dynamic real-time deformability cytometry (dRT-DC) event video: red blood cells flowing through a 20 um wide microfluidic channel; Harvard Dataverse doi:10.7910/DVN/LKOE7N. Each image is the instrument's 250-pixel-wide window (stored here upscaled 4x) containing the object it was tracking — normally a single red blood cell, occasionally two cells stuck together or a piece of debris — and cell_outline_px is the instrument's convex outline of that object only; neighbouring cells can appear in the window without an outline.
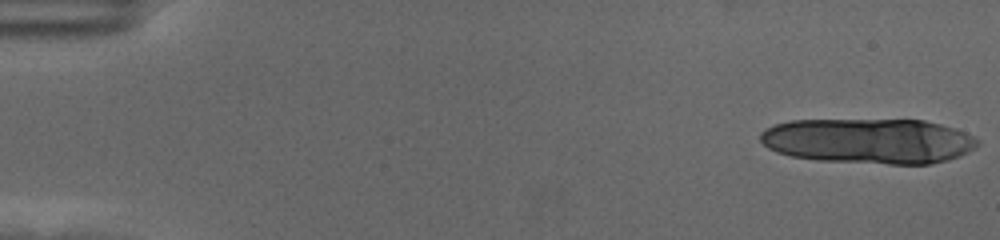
{"species": "human", "species_latin": "Homo sapiens", "temperature_condition": "cold", "stored_images_in_passage": 22, "camera_frame_rate_fps": 3000, "um_per_image_px": 0.085, "donor": {"sex": "female"}, "frame": {"image": 1, "passage_image": 1, "time_ms": 0.0, "image_size_px": [1000, 240], "cell_outline_px": [[980, 144], [976, 148], [960, 156], [948, 160], [932, 164], [888, 164], [816, 160], [792, 156], [776, 152], [768, 148], [760, 140], [760, 132], [764, 128], [788, 120], [924, 120], [956, 128], [980, 140]], "centroid_in_image_um": [73.86, 11.98], "position_along_channel_um": 11.1, "area_um2": 57.74}}
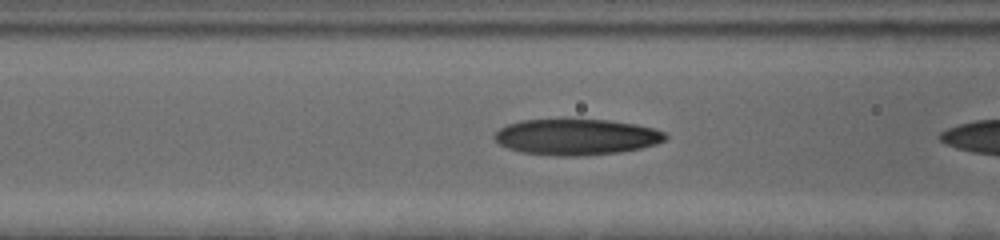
{"frame": {"image": 2, "passage_image": 21, "time_ms": 6.667, "image_size_px": [1000, 240], "cell_outline_px": [[668, 136], [664, 140], [656, 144], [640, 148], [620, 152], [580, 156], [560, 156], [520, 152], [508, 148], [500, 144], [492, 136], [500, 128], [508, 124], [520, 120], [568, 116], [608, 120], [636, 124], [656, 128], [664, 132]], "centroid_in_image_um": [48.97, 11.59], "position_along_channel_um": 117.6, "area_um2": 37.05}}